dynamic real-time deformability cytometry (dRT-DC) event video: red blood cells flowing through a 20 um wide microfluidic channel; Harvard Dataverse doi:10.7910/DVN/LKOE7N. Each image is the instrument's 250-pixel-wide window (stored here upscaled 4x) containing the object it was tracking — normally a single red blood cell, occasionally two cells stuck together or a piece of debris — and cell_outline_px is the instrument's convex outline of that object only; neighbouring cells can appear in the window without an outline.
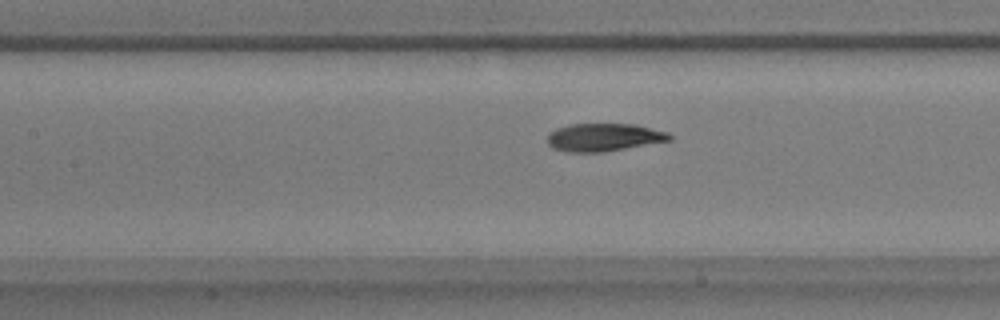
{"species": "common noctule bat (a hibernating species)", "species_latin": "Nyctalus noctula", "temperature_condition": "warm", "stored_images_in_passage": 47, "camera_frame_rate_fps": 3000, "um_per_image_px": 0.085, "animal": {"sex": "male", "body_mass_g": 17.9}, "frame": {"image": 1, "passage_image": 19, "time_ms": 6.0, "image_size_px": [1000, 320], "cell_outline_px": [[672, 140], [600, 152], [568, 152], [552, 148], [548, 144], [548, 136], [556, 128], [568, 124], [636, 124], [668, 132], [672, 136]], "centroid_in_image_um": [51.33, 11.66], "position_along_channel_um": 156.1, "area_um2": 19.71}}
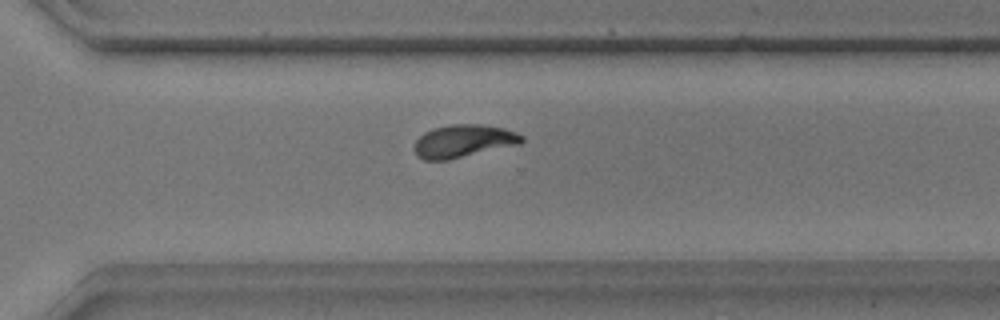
{"frame": {"image": 2, "passage_image": 34, "time_ms": 11.0, "image_size_px": [1000, 320], "cell_outline_px": [[524, 140], [520, 144], [448, 160], [424, 160], [416, 156], [412, 148], [416, 140], [424, 132], [432, 128], [452, 124], [484, 124], [504, 128], [516, 132], [524, 136]], "centroid_in_image_um": [39.37, 11.99], "position_along_channel_um": 331.2, "area_um2": 20.81}}
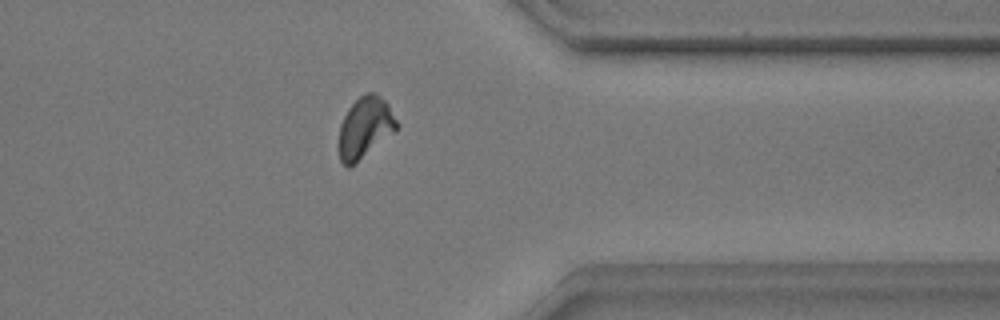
{"frame": {"image": 3, "passage_image": 39, "time_ms": 12.667, "image_size_px": [1000, 320], "cell_outline_px": [[400, 124], [396, 128], [348, 168], [340, 160], [340, 124], [348, 108], [364, 92], [376, 92], [388, 104]], "centroid_in_image_um": [31.02, 10.77], "position_along_channel_um": 380.4, "area_um2": 19.83}, "authors_computed_cell_mechanics": {"area_um2": 20.0566, "velocity_mm_per_s": 3.5154, "shape_relaxation_time_tau1_ms": 4.5237, "shape_relaxation_time_tau2_ms": 0.871, "deformation_change_tau1": 0.1734, "deformation_change_tau2": 0.056}}